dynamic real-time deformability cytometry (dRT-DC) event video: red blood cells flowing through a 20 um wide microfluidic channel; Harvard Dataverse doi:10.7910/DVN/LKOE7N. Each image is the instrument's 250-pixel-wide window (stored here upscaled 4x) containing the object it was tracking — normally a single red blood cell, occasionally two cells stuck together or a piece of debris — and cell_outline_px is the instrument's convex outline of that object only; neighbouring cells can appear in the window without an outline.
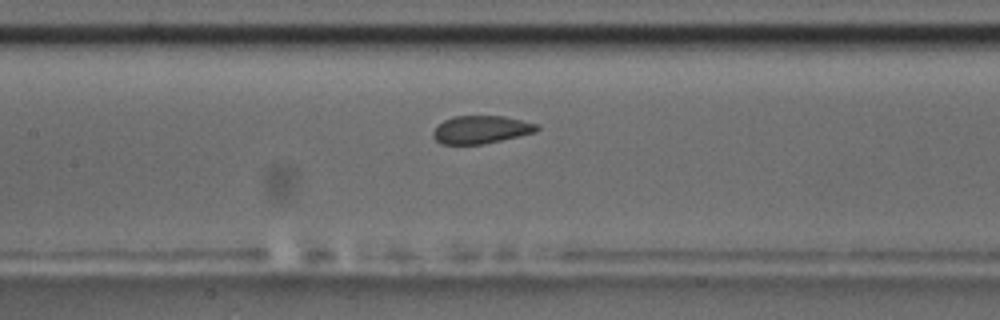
{"species": "common noctule bat (a hibernating species)", "species_latin": "Nyctalus noctula", "temperature_condition": "room temperature", "stored_images_in_passage": 54, "camera_frame_rate_fps": 3000, "um_per_image_px": 0.085, "animal": {"sex": "male", "body_mass_g": 17.5, "forearm_length_mm": 52.3}, "frame": {"image": 1, "passage_image": 24, "time_ms": 7.667, "image_size_px": [1000, 320], "cell_outline_px": [[540, 128], [536, 132], [484, 144], [440, 144], [432, 136], [432, 132], [436, 124], [452, 116], [504, 116], [540, 124]], "centroid_in_image_um": [40.87, 11.01], "position_along_channel_um": 166.5, "area_um2": 17.11}}